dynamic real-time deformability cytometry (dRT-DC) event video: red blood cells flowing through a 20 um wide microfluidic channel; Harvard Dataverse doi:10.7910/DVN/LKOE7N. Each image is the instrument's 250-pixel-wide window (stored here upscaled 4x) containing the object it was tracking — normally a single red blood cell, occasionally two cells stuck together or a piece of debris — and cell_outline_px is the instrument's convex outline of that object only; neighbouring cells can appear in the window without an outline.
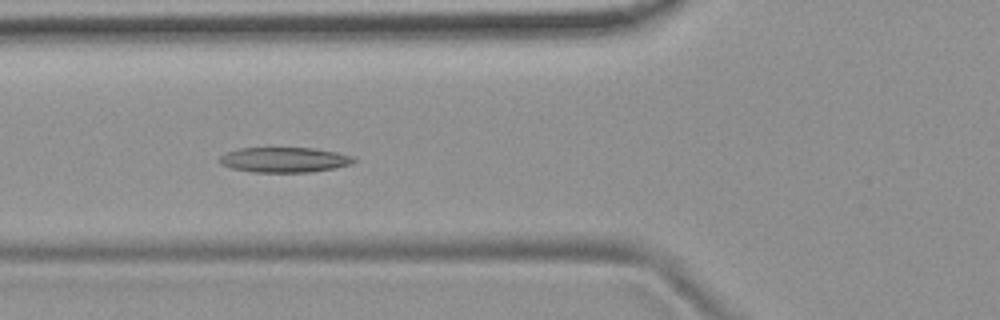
{"species": "common noctule bat (a hibernating species)", "species_latin": "Nyctalus noctula", "temperature_condition": "room temperature", "stored_images_in_passage": 53, "camera_frame_rate_fps": 3000, "um_per_image_px": 0.085, "animal": {"sex": "female", "body_mass_g": 19.9}, "frame": {"image": 1, "passage_image": 19, "time_ms": 6.0, "image_size_px": [1000, 320], "cell_outline_px": [[356, 160], [352, 164], [336, 168], [312, 172], [252, 172], [232, 168], [220, 164], [220, 156], [228, 152], [240, 148], [316, 148], [356, 156]], "centroid_in_image_um": [24.24, 13.58], "position_along_channel_um": 101.6, "area_um2": 19.77}}
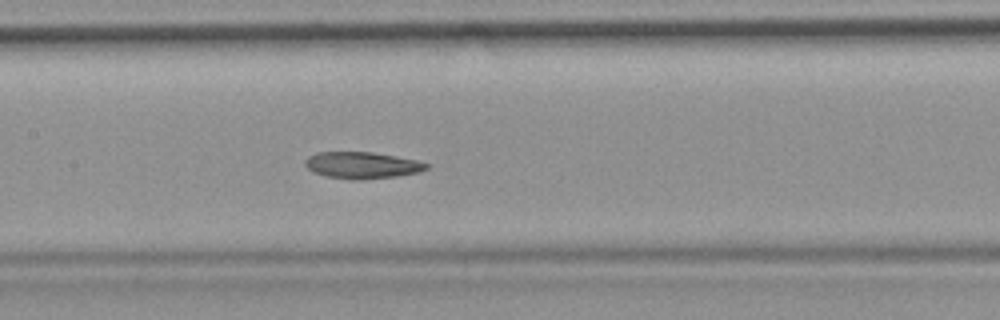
{"frame": {"image": 2, "passage_image": 25, "time_ms": 8.0, "image_size_px": [1000, 320], "cell_outline_px": [[428, 168], [420, 172], [396, 176], [360, 180], [352, 180], [324, 176], [312, 172], [304, 164], [304, 160], [308, 156], [316, 152], [372, 152], [396, 156], [416, 160], [428, 164]], "centroid_in_image_um": [30.73, 14.05], "position_along_channel_um": 176.7, "area_um2": 18.96}}
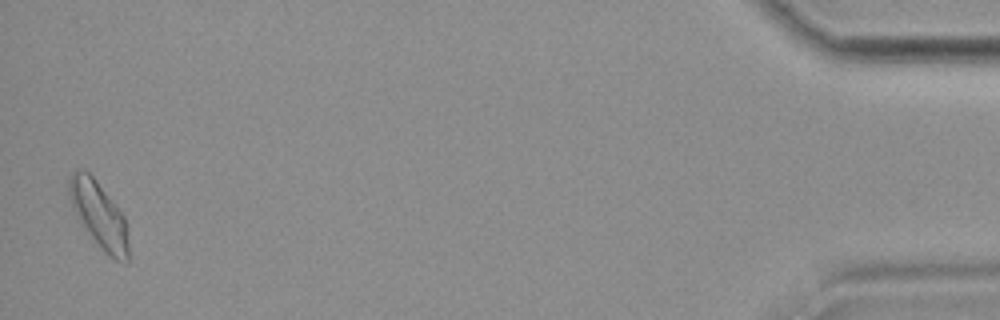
{"frame": {"image": 3, "passage_image": 52, "time_ms": 17.0, "image_size_px": [1000, 320], "cell_outline_px": [[128, 264], [116, 260], [104, 252], [100, 248], [80, 224], [68, 196], [68, 176], [72, 172], [88, 172], [96, 180], [116, 204], [124, 216], [128, 228]], "centroid_in_image_um": [8.42, 18.3], "position_along_channel_um": 426.8, "area_um2": 23.06}, "authors_computed_cell_mechanics": {"area_um2": 19.7676, "velocity_mm_per_s": 3.7423, "shape_relaxation_time_tau1_ms": null, "shape_relaxation_time_tau2_ms": 4.0364, "deformation_change_tau1": null, "deformation_change_tau2": 0.115}}